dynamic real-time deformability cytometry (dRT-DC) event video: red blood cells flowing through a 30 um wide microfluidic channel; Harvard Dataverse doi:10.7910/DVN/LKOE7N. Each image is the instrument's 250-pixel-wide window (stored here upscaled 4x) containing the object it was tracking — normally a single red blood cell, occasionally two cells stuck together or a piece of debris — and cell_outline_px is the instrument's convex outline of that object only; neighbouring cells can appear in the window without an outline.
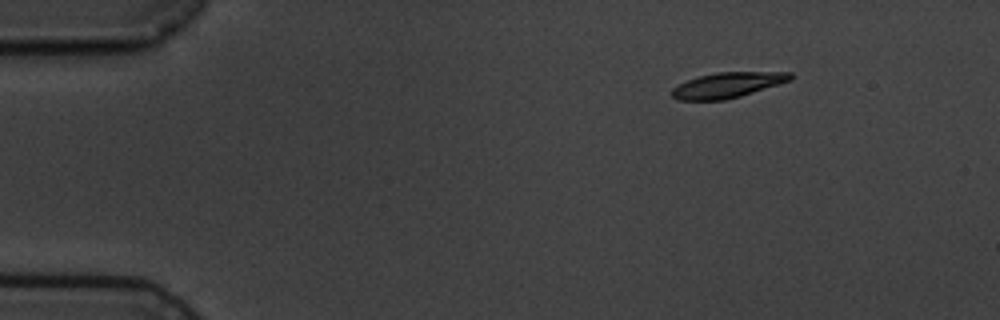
{"species": "common noctule bat (a hibernating species)", "species_latin": "Nyctalus noctula", "temperature_condition": "cold", "stored_images_in_passage": 3, "camera_frame_rate_fps": 3000, "um_per_image_px": 0.085, "animal": {"sex": "male", "body_mass_g": 19.5, "forearm_length_mm": 54.6}, "frame": {"image": 1, "passage_image": 1, "time_ms": 0.0, "image_size_px": [1000, 320], "cell_outline_px": [[796, 76], [792, 80], [740, 96], [724, 100], [676, 100], [668, 92], [672, 88], [688, 80], [700, 76], [716, 72], [792, 72]], "centroid_in_image_um": [61.85, 7.23], "position_along_channel_um": 23.2, "area_um2": 17.57}}
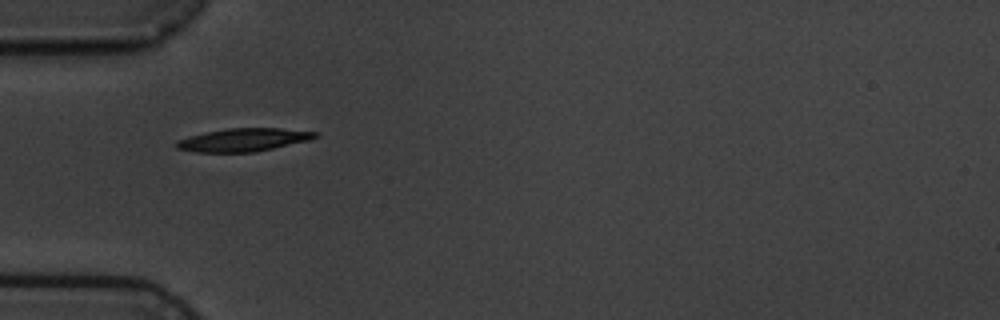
{"frame": {"image": 2, "passage_image": 3, "time_ms": 3.333, "image_size_px": [1000, 320], "cell_outline_px": [[320, 136], [308, 140], [256, 152], [196, 152], [176, 148], [176, 140], [188, 136], [204, 132], [228, 128], [280, 128], [320, 132]], "centroid_in_image_um": [20.69, 11.88], "position_along_channel_um": 64.3, "area_um2": 18.73}}